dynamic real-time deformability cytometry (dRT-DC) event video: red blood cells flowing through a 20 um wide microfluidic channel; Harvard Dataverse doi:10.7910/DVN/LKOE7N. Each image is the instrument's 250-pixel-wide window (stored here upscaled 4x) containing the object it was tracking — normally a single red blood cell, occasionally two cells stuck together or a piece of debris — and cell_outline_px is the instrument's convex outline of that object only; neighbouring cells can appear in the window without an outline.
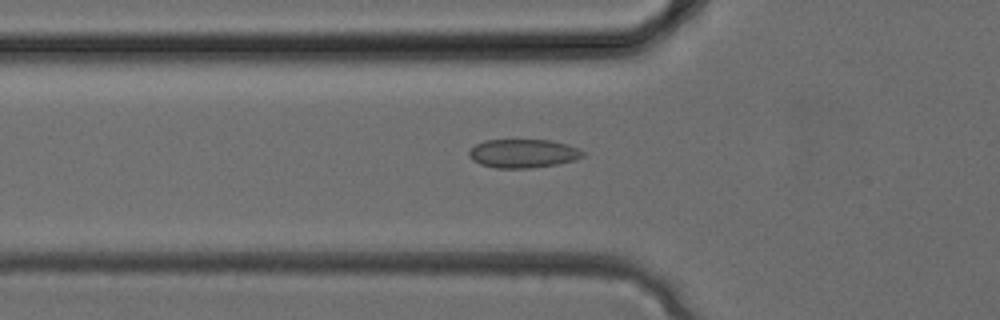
{"species": "common noctule bat (a hibernating species)", "species_latin": "Nyctalus noctula", "temperature_condition": "cold", "stored_images_in_passage": 27, "camera_frame_rate_fps": 3000, "um_per_image_px": 0.085, "animal": {"sex": "female", "body_mass_g": 24.6, "forearm_length_mm": 56.2}, "frame": {"image": 1, "passage_image": 5, "time_ms": 1.333, "image_size_px": [1000, 320], "cell_outline_px": [[584, 156], [576, 160], [556, 164], [528, 168], [496, 168], [480, 164], [472, 160], [468, 156], [468, 152], [476, 144], [484, 140], [552, 140], [568, 144], [580, 148], [584, 152]], "centroid_in_image_um": [44.48, 13.04], "position_along_channel_um": 81.3, "area_um2": 19.13}}
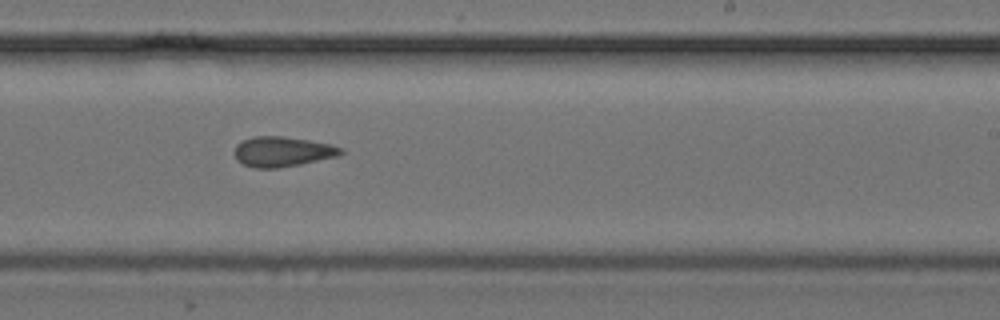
{"frame": {"image": 2, "passage_image": 14, "time_ms": 4.333, "image_size_px": [1000, 320], "cell_outline_px": [[344, 152], [336, 156], [300, 164], [276, 168], [256, 168], [244, 164], [236, 160], [232, 152], [236, 144], [252, 136], [284, 136], [332, 144], [344, 148]], "centroid_in_image_um": [23.97, 12.88], "position_along_channel_um": 265.0, "area_um2": 18.73}}
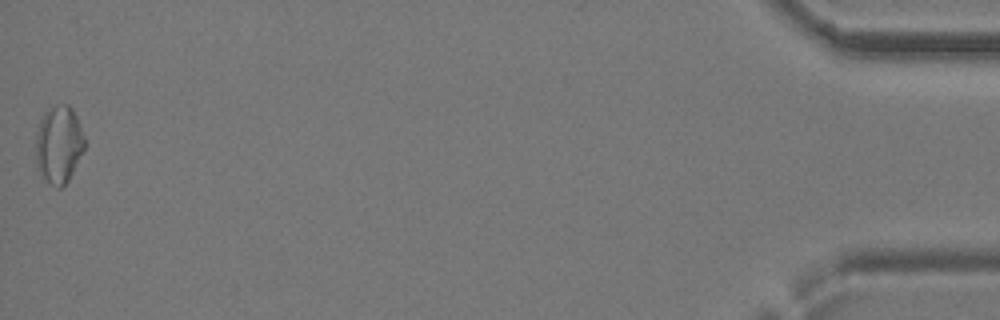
{"frame": {"image": 3, "passage_image": 27, "time_ms": 8.667, "image_size_px": [1000, 320], "cell_outline_px": [[84, 148], [68, 180], [60, 188], [56, 188], [36, 168], [36, 132], [40, 116], [44, 112], [56, 104], [68, 104], [72, 108], [80, 124], [84, 136]], "centroid_in_image_um": [4.98, 12.23], "position_along_channel_um": 430.2, "area_um2": 21.96}}